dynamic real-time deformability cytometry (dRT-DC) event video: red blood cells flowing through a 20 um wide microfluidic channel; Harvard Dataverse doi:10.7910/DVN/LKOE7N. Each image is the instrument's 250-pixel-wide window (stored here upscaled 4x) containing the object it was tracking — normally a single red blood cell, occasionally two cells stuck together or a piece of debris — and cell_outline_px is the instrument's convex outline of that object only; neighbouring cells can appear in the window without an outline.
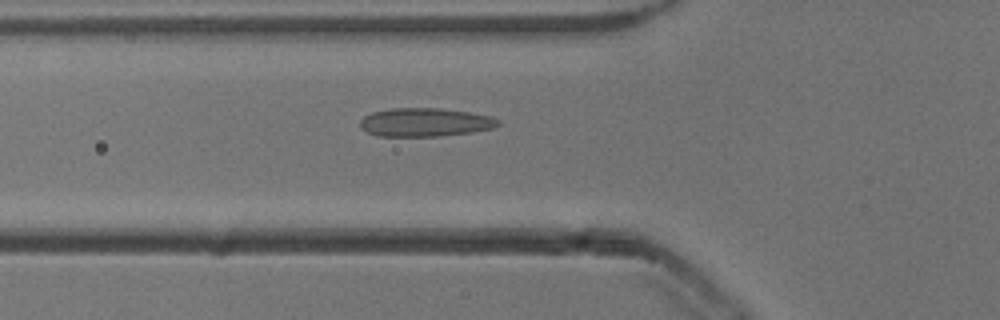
{"species": "common noctule bat (a hibernating species)", "species_latin": "Nyctalus noctula", "temperature_condition": "cold", "stored_images_in_passage": 52, "camera_frame_rate_fps": 3000, "um_per_image_px": 0.085, "animal": {"sex": "male", "body_mass_g": 13.3}, "frame": {"image": 1, "passage_image": 18, "time_ms": 5.667, "image_size_px": [1000, 320], "cell_outline_px": [[500, 124], [492, 128], [472, 132], [440, 136], [376, 136], [360, 128], [360, 120], [364, 116], [372, 112], [388, 108], [440, 108], [468, 112], [492, 116], [500, 120]], "centroid_in_image_um": [36.11, 10.39], "position_along_channel_um": 89.7, "area_um2": 23.06}}
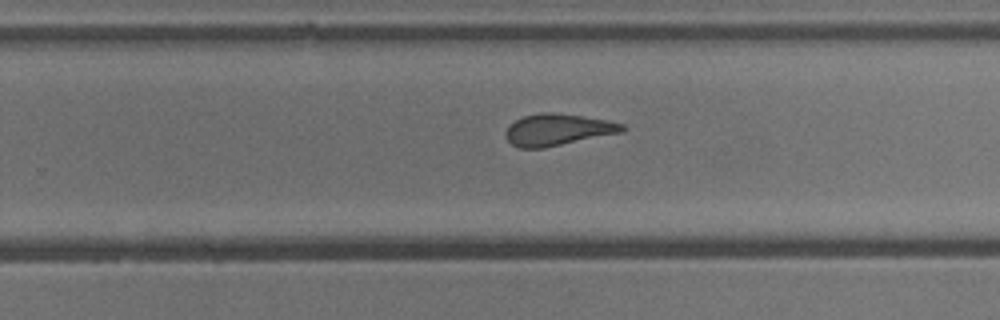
{"frame": {"image": 2, "passage_image": 33, "time_ms": 10.667, "image_size_px": [1000, 320], "cell_outline_px": [[624, 132], [544, 148], [520, 148], [512, 144], [508, 140], [504, 132], [508, 124], [524, 116], [544, 112], [552, 112], [584, 116], [608, 120], [624, 124]], "centroid_in_image_um": [47.4, 11.02], "position_along_channel_um": 282.4, "area_um2": 21.62}}
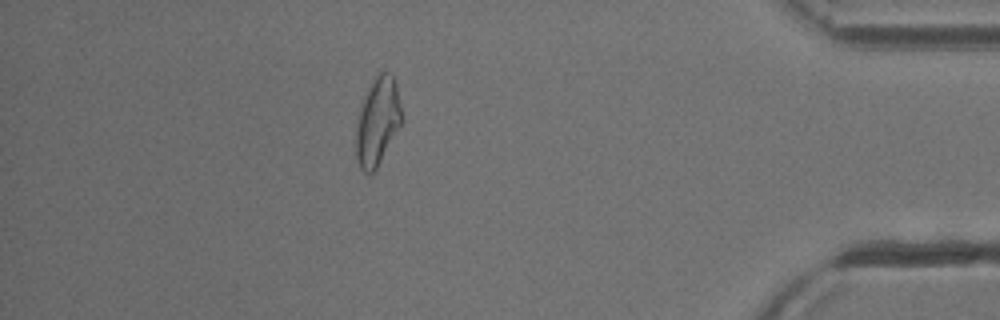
{"frame": {"image": 3, "passage_image": 46, "time_ms": 15.0, "image_size_px": [1000, 320], "cell_outline_px": [[404, 120], [376, 168], [372, 172], [364, 172], [360, 168], [356, 156], [356, 124], [360, 104], [372, 80], [380, 72], [388, 72], [392, 76], [396, 84]], "centroid_in_image_um": [32.09, 10.3], "position_along_channel_um": 403.1, "area_um2": 23.41}, "authors_computed_cell_mechanics": {"area_um2": 22.8888, "velocity_mm_per_s": 3.8438, "shape_relaxation_time_tau1_ms": null, "shape_relaxation_time_tau2_ms": 2.1106, "deformation_change_tau1": null, "deformation_change_tau2": 0.0945}}